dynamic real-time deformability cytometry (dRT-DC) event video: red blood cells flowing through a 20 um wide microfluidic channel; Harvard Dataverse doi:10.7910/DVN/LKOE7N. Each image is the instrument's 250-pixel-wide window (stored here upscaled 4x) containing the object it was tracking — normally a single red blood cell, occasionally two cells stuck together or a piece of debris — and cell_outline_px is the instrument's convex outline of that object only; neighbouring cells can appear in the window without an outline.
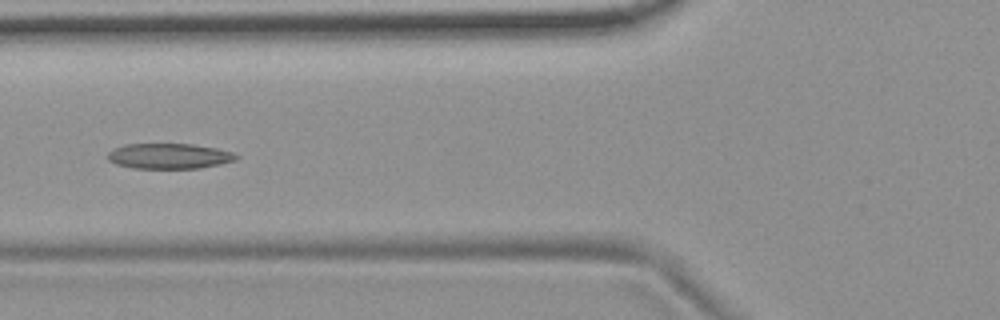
{"species": "common noctule bat (a hibernating species)", "species_latin": "Nyctalus noctula", "temperature_condition": "room temperature", "stored_images_in_passage": 7, "camera_frame_rate_fps": 3000, "um_per_image_px": 0.085, "animal": {"sex": "female", "body_mass_g": 19.9}, "frame": {"image": 1, "passage_image": 5, "time_ms": 4.667, "image_size_px": [1000, 320], "cell_outline_px": [[240, 156], [236, 160], [220, 164], [200, 168], [132, 168], [116, 164], [108, 160], [108, 152], [124, 144], [192, 144], [216, 148], [232, 152]], "centroid_in_image_um": [14.39, 13.27], "position_along_channel_um": 111.4, "area_um2": 18.96}}
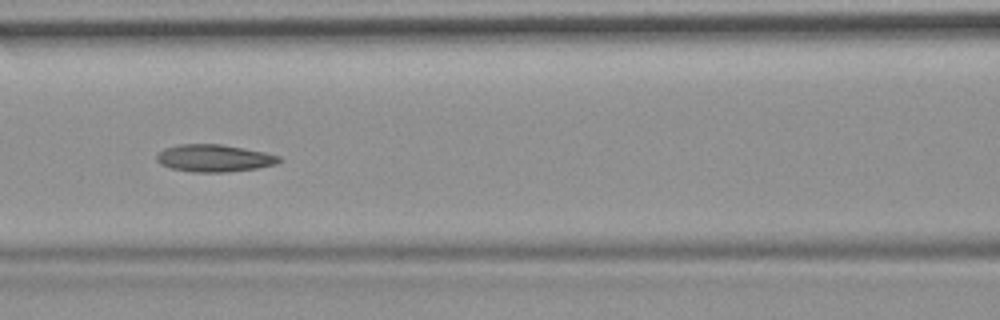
{"frame": {"image": 2, "passage_image": 6, "time_ms": 5.667, "image_size_px": [1000, 320], "cell_outline_px": [[284, 160], [276, 164], [256, 168], [228, 172], [192, 172], [172, 168], [160, 164], [156, 160], [156, 156], [164, 148], [180, 144], [220, 144], [244, 148], [264, 152], [280, 156]], "centroid_in_image_um": [18.22, 13.44], "position_along_channel_um": 148.4, "area_um2": 19.48}}